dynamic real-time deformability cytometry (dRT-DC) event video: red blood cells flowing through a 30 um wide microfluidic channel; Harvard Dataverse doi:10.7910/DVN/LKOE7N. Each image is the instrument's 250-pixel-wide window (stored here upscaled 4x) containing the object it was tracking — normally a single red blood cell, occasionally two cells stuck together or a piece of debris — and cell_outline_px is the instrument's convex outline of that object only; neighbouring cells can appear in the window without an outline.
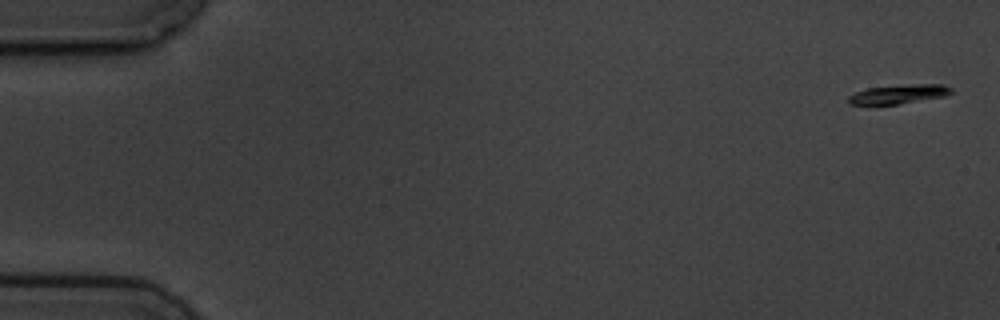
{"species": "common noctule bat (a hibernating species)", "species_latin": "Nyctalus noctula", "temperature_condition": "cold", "stored_images_in_passage": 10, "camera_frame_rate_fps": 3000, "um_per_image_px": 0.085, "animal": {"sex": "male", "body_mass_g": 19.5, "forearm_length_mm": 54.6}, "frame": {"image": 1, "passage_image": 1, "time_ms": 0.0, "image_size_px": [1000, 320], "cell_outline_px": [[952, 92], [944, 96], [900, 104], [868, 108], [848, 104], [848, 96], [856, 92], [868, 88], [908, 84], [944, 84], [952, 88]], "centroid_in_image_um": [76.27, 8.05], "position_along_channel_um": 8.7, "area_um2": 12.14}}
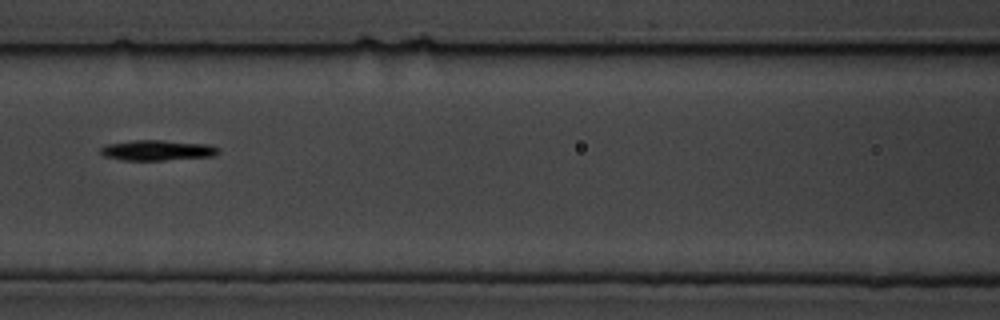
{"frame": {"image": 2, "passage_image": 8, "time_ms": 8.0, "image_size_px": [1000, 320], "cell_outline_px": [[220, 152], [216, 156], [164, 160], [124, 160], [104, 156], [100, 152], [100, 148], [104, 144], [132, 140], [160, 140], [208, 144], [220, 148]], "centroid_in_image_um": [13.38, 12.77], "position_along_channel_um": 153.2, "area_um2": 14.16}}
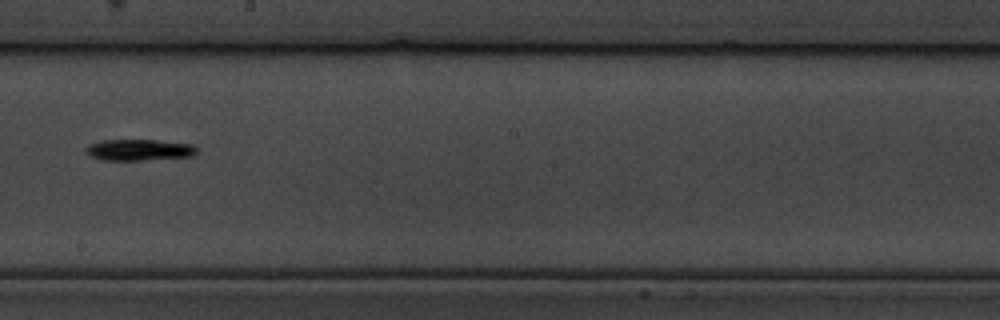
{"frame": {"image": 3, "passage_image": 10, "time_ms": 10.333, "image_size_px": [1000, 320], "cell_outline_px": [[200, 152], [192, 156], [140, 160], [104, 160], [92, 156], [84, 152], [84, 148], [88, 144], [104, 140], [156, 140], [192, 144], [200, 148]], "centroid_in_image_um": [11.86, 12.73], "position_along_channel_um": 236.3, "area_um2": 13.87}}